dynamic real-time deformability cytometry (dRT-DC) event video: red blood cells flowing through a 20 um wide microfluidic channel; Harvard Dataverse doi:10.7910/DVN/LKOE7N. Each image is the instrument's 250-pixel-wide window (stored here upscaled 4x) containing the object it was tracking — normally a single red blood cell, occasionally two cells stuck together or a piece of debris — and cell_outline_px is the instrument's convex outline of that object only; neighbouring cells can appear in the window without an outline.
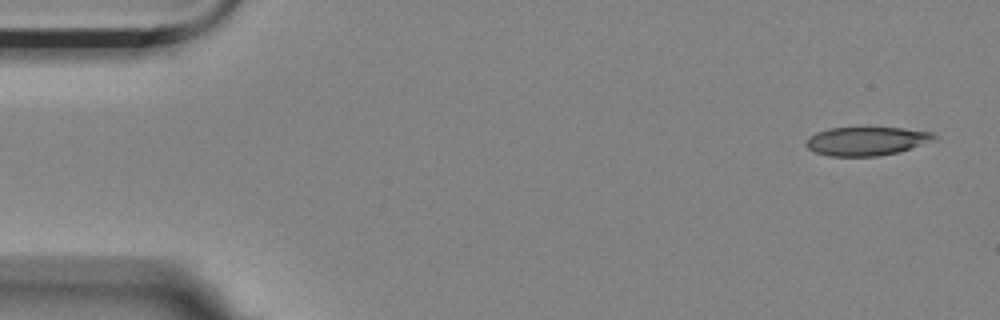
{"species": "Egyptian fruit bat (a non-hibernating species)", "species_latin": "Rousettus aegyptiacus", "temperature_condition": "room temperature", "stored_images_in_passage": 3, "camera_frame_rate_fps": 3000, "um_per_image_px": 0.085, "animal": {"sex": "female"}, "frame": {"image": 1, "passage_image": 1, "time_ms": 0.0, "image_size_px": [1000, 320], "cell_outline_px": [[936, 140], [900, 152], [880, 156], [828, 156], [816, 152], [808, 148], [804, 144], [808, 136], [816, 132], [828, 128], [900, 128], [932, 132], [936, 136]], "centroid_in_image_um": [73.65, 12.0], "position_along_channel_um": 11.4, "area_um2": 21.5}}